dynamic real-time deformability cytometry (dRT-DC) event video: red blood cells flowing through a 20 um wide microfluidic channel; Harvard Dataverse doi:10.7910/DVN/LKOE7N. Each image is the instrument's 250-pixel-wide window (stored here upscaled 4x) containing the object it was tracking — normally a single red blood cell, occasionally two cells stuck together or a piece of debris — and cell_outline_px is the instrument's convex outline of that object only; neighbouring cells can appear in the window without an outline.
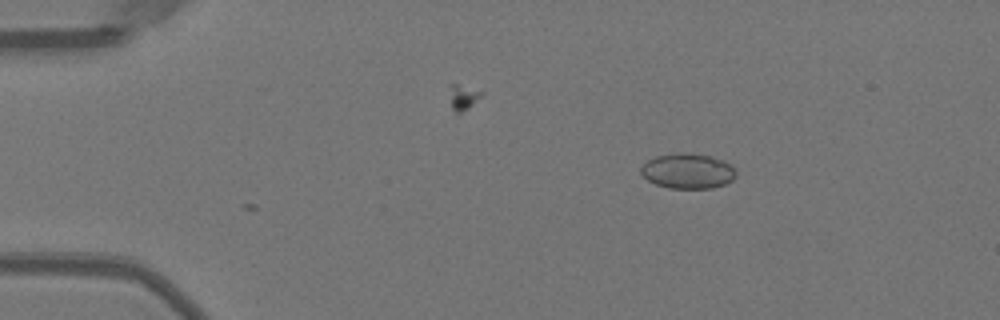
{"species": "Egyptian fruit bat (a non-hibernating species)", "species_latin": "Rousettus aegyptiacus", "temperature_condition": "warm", "stored_images_in_passage": 8, "camera_frame_rate_fps": 3000, "um_per_image_px": 0.085, "animal": {"sex": "female"}, "frame": {"image": 1, "passage_image": 8, "time_ms": 2.333, "image_size_px": [1000, 320], "cell_outline_px": [[736, 176], [732, 180], [724, 184], [712, 188], [668, 188], [656, 184], [648, 180], [640, 172], [640, 168], [648, 160], [656, 156], [684, 152], [688, 152], [712, 156], [724, 160], [732, 164], [736, 172]], "centroid_in_image_um": [58.49, 14.53], "position_along_channel_um": 26.5, "area_um2": 19.59}}